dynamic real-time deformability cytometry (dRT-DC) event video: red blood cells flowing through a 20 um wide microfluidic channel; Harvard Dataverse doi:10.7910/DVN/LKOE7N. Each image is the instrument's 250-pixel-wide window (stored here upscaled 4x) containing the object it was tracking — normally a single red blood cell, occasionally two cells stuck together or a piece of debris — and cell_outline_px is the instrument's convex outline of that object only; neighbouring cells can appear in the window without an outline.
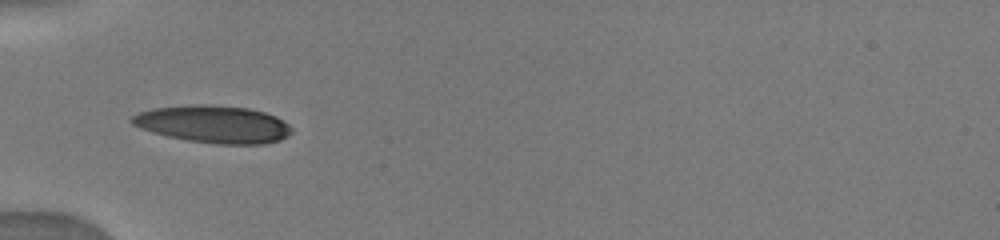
{"species": "human", "species_latin": "Homo sapiens", "temperature_condition": "warm", "stored_images_in_passage": 53, "camera_frame_rate_fps": 3000, "um_per_image_px": 0.085, "donor": {"sex": "male"}, "frame": {"image": 1, "passage_image": 1, "time_ms": 0.0, "image_size_px": [1000, 240], "cell_outline_px": [[292, 132], [288, 136], [280, 140], [264, 144], [216, 144], [188, 140], [168, 136], [152, 132], [132, 124], [128, 120], [132, 116], [140, 112], [156, 108], [212, 104], [248, 108], [264, 112], [276, 116], [284, 120], [292, 128]], "centroid_in_image_um": [18.19, 10.56], "position_along_channel_um": 66.8, "area_um2": 34.62}}
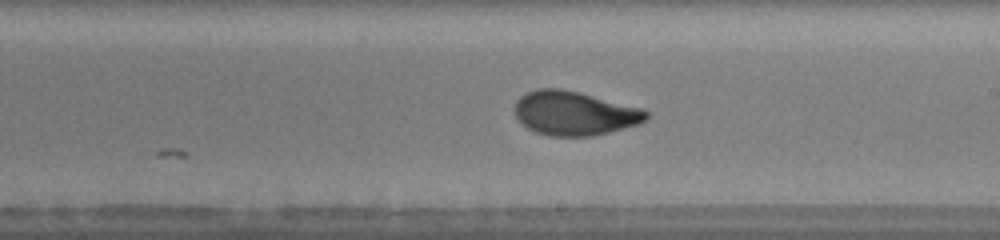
{"frame": {"image": 2, "passage_image": 25, "time_ms": 4.333, "image_size_px": [1000, 240], "cell_outline_px": [[648, 120], [640, 124], [592, 136], [552, 136], [536, 132], [520, 124], [516, 116], [516, 100], [520, 96], [528, 92], [540, 88], [560, 88], [580, 92], [640, 108], [648, 112]], "centroid_in_image_um": [48.82, 9.63], "position_along_channel_um": 240.2, "area_um2": 33.7}}
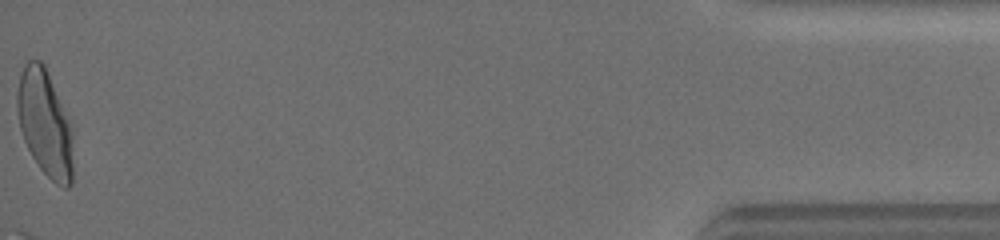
{"frame": {"image": 3, "passage_image": 53, "time_ms": 11.0, "image_size_px": [1000, 240], "cell_outline_px": [[72, 184], [68, 188], [64, 188], [56, 184], [40, 168], [32, 156], [24, 140], [20, 128], [16, 108], [16, 96], [20, 72], [24, 64], [28, 60], [40, 60], [44, 64], [72, 132]], "centroid_in_image_um": [3.78, 10.49], "position_along_channel_um": 431.4, "area_um2": 34.1}}